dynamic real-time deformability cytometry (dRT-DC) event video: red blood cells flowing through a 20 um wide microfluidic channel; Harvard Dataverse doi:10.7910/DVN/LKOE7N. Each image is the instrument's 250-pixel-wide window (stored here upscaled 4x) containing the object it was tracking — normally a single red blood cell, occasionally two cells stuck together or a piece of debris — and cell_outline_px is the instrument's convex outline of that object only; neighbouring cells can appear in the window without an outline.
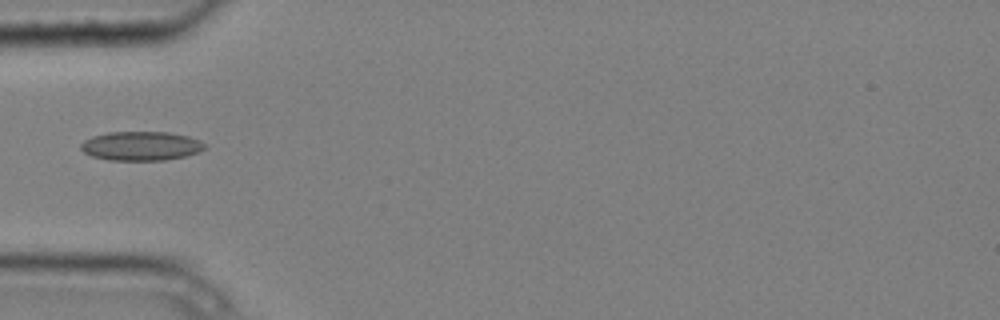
{"species": "common noctule bat (a hibernating species)", "species_latin": "Nyctalus noctula", "temperature_condition": "cold", "stored_images_in_passage": 8, "camera_frame_rate_fps": 3000, "um_per_image_px": 0.085, "animal": {"sex": "male", "body_mass_g": 20.4}, "frame": {"image": 1, "passage_image": 5, "time_ms": 1.333, "image_size_px": [1000, 320], "cell_outline_px": [[208, 148], [200, 152], [184, 156], [164, 160], [108, 160], [92, 156], [84, 152], [80, 148], [80, 144], [84, 140], [92, 136], [108, 132], [168, 132], [188, 136], [200, 140]], "centroid_in_image_um": [12.0, 12.4], "position_along_channel_um": 73.0, "area_um2": 21.1}}
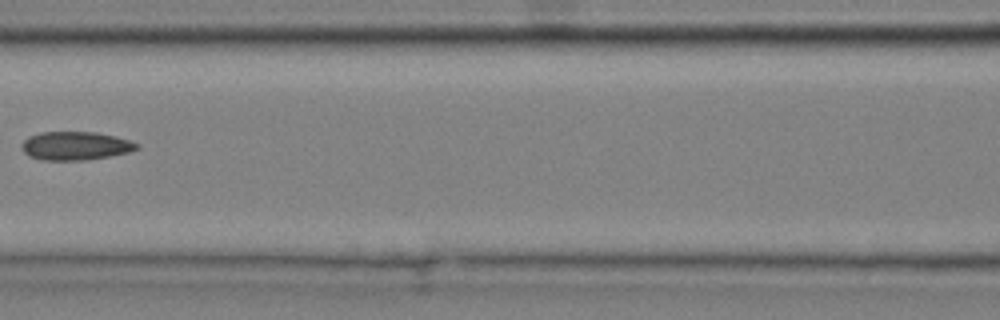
{"frame": {"image": 2, "passage_image": 7, "time_ms": 2.0, "image_size_px": [1000, 320], "cell_outline_px": [[140, 148], [128, 152], [88, 160], [44, 160], [28, 156], [24, 152], [20, 144], [28, 136], [40, 132], [96, 132], [116, 136], [140, 144]], "centroid_in_image_um": [6.4, 12.39], "position_along_channel_um": 160.2, "area_um2": 19.19}}
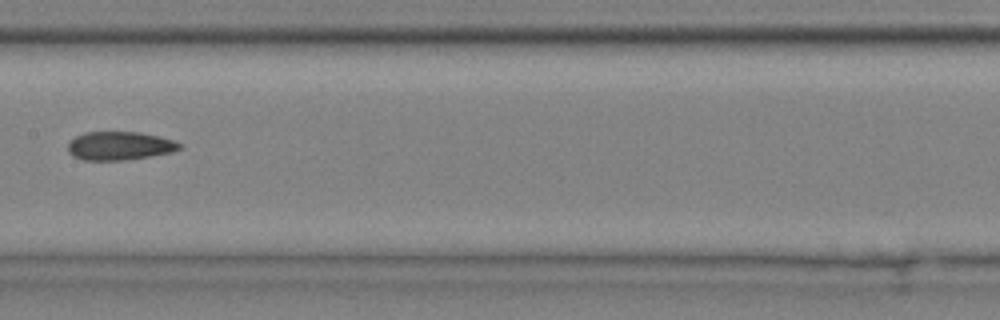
{"frame": {"image": 3, "passage_image": 8, "time_ms": 2.333, "image_size_px": [1000, 320], "cell_outline_px": [[184, 148], [172, 152], [124, 160], [84, 160], [72, 156], [68, 152], [68, 144], [76, 136], [84, 132], [140, 132], [172, 140], [184, 144]], "centroid_in_image_um": [10.18, 12.39], "position_along_channel_um": 197.2, "area_um2": 18.5}}